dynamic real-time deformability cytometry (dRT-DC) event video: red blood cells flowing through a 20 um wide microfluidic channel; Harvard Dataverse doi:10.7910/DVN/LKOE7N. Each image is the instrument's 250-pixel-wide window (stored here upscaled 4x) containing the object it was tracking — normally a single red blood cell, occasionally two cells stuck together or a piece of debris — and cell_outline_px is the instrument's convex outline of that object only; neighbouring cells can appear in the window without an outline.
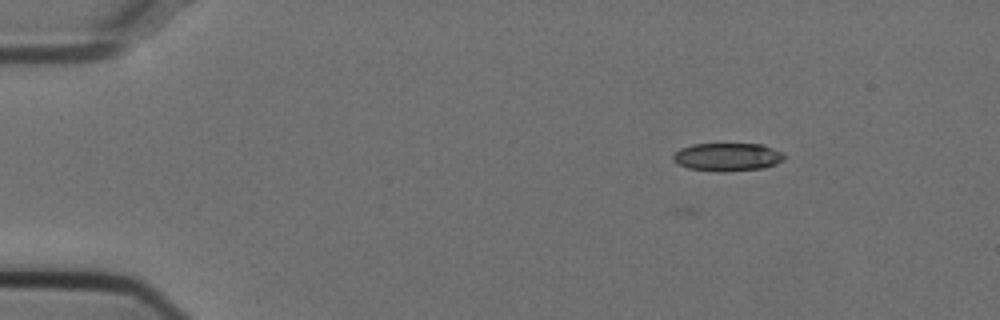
{"species": "Egyptian fruit bat (a non-hibernating species)", "species_latin": "Rousettus aegyptiacus", "temperature_condition": "cold", "stored_images_in_passage": 3, "camera_frame_rate_fps": 3000, "um_per_image_px": 0.085, "animal": {"sex": "female"}, "frame": {"image": 1, "passage_image": 1, "time_ms": 0.0, "image_size_px": [1000, 320], "cell_outline_px": [[784, 160], [776, 164], [764, 168], [720, 172], [716, 172], [688, 168], [676, 164], [672, 160], [672, 156], [680, 148], [692, 144], [764, 144], [784, 152]], "centroid_in_image_um": [61.83, 13.34], "position_along_channel_um": 23.2, "area_um2": 18.5}}